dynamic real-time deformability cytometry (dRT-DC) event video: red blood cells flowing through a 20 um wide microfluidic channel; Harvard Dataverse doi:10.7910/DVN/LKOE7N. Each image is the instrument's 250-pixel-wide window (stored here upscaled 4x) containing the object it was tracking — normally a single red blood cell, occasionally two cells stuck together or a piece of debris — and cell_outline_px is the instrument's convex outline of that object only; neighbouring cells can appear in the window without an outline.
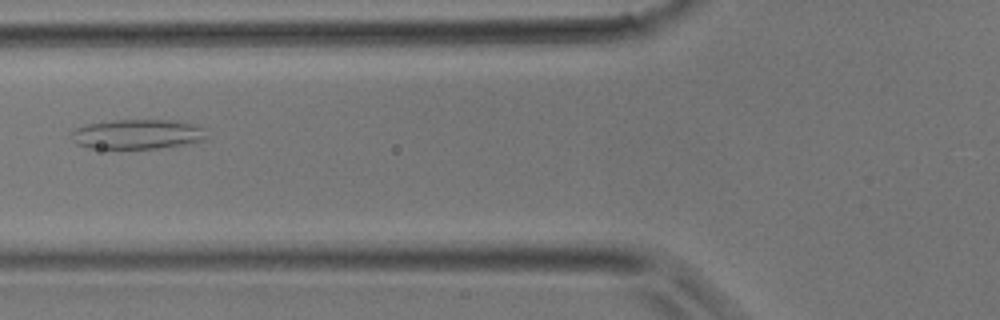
{"species": "common noctule bat (a hibernating species)", "species_latin": "Nyctalus noctula", "temperature_condition": "room temperature", "stored_images_in_passage": 29, "camera_frame_rate_fps": 3000, "um_per_image_px": 0.085, "animal": {"sex": "male", "body_mass_g": 17.9}, "frame": {"image": 1, "passage_image": 4, "time_ms": 1.0, "image_size_px": [1000, 320], "cell_outline_px": [[204, 140], [188, 144], [156, 148], [88, 148], [76, 144], [72, 140], [68, 132], [72, 128], [88, 124], [116, 120], [176, 120], [192, 124], [204, 128]], "centroid_in_image_um": [11.6, 11.4], "position_along_channel_um": 114.2, "area_um2": 23.52}}
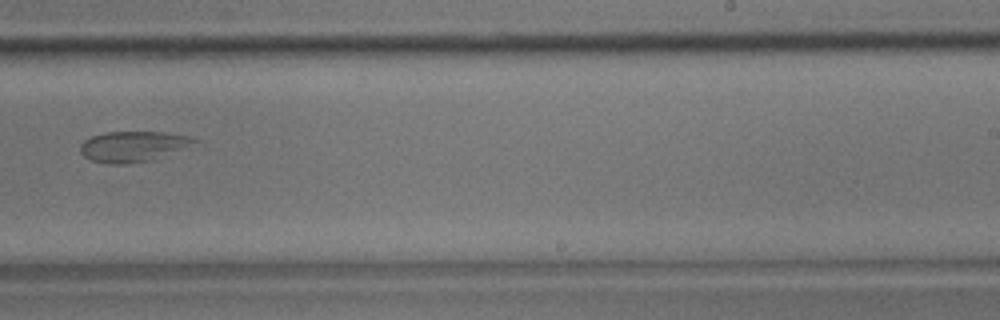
{"frame": {"image": 2, "passage_image": 14, "time_ms": 4.333, "image_size_px": [1000, 320], "cell_outline_px": [[200, 140], [152, 160], [124, 164], [108, 164], [88, 160], [80, 152], [80, 144], [84, 140], [92, 136], [108, 132], [164, 132], [188, 136]], "centroid_in_image_um": [11.21, 12.45], "position_along_channel_um": 277.8, "area_um2": 20.0}}
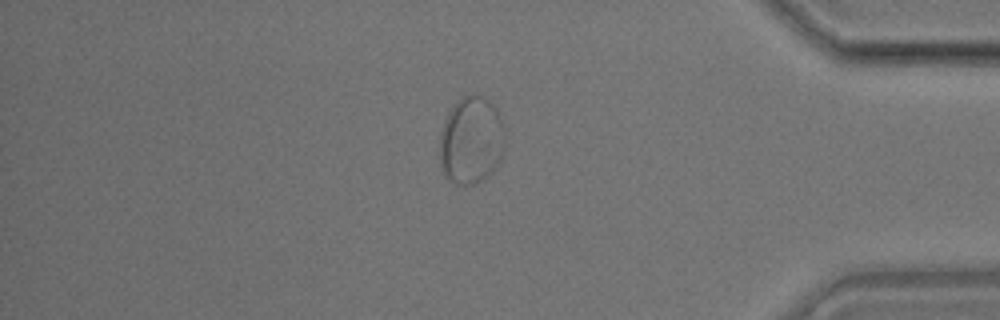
{"frame": {"image": 3, "passage_image": 23, "time_ms": 7.333, "image_size_px": [1000, 320], "cell_outline_px": [[508, 136], [504, 152], [500, 160], [480, 180], [472, 184], [456, 184], [448, 180], [440, 164], [440, 132], [444, 120], [448, 112], [456, 100], [464, 96], [480, 96], [488, 100], [496, 108], [504, 124]], "centroid_in_image_um": [40.07, 11.9], "position_along_channel_um": 395.1, "area_um2": 33.47}}